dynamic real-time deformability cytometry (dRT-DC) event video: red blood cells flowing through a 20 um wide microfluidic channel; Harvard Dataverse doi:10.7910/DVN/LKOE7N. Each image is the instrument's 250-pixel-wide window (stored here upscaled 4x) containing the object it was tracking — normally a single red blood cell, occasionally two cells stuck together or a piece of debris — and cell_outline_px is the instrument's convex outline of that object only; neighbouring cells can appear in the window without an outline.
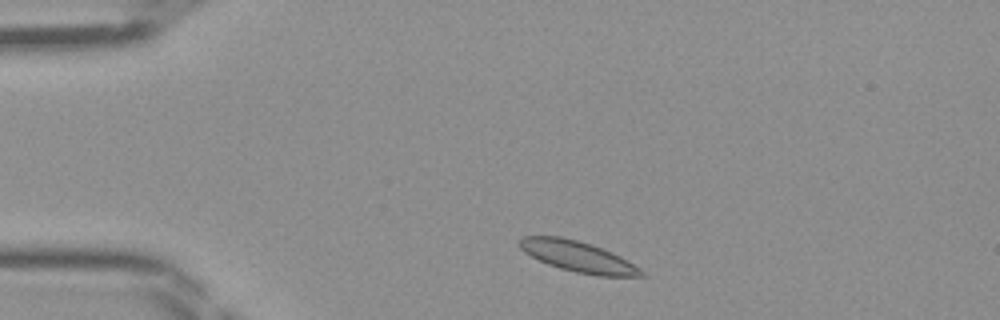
{"species": "Egyptian fruit bat (a non-hibernating species)", "species_latin": "Rousettus aegyptiacus", "temperature_condition": "room temperature", "stored_images_in_passage": 40, "camera_frame_rate_fps": 3000, "um_per_image_px": 0.085, "frame": {"image": 1, "passage_image": 3, "time_ms": 0.667, "image_size_px": [1000, 320], "cell_outline_px": [[648, 276], [596, 276], [576, 272], [560, 268], [548, 264], [524, 252], [520, 248], [520, 240], [524, 236], [560, 236], [592, 244], [612, 252], [620, 256], [640, 268]], "centroid_in_image_um": [49.16, 21.81], "position_along_channel_um": 35.8, "area_um2": 21.68}}
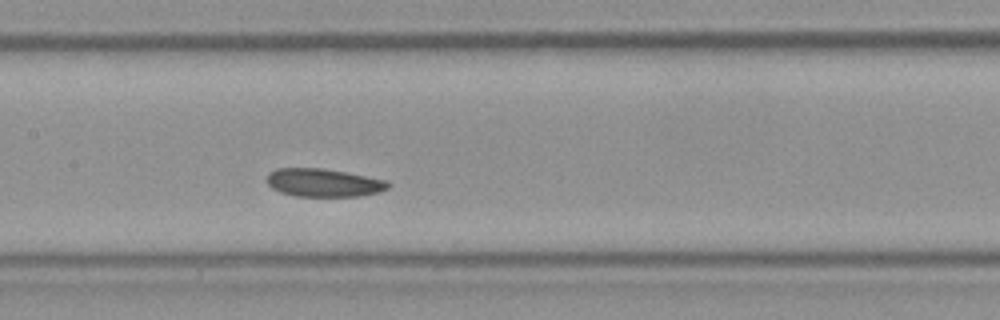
{"frame": {"image": 2, "passage_image": 16, "time_ms": 5.0, "image_size_px": [1000, 320], "cell_outline_px": [[392, 184], [388, 188], [380, 192], [360, 196], [296, 196], [280, 192], [272, 188], [268, 184], [268, 172], [276, 168], [324, 168], [388, 180]], "centroid_in_image_um": [27.53, 15.52], "position_along_channel_um": 179.9, "area_um2": 20.0}}
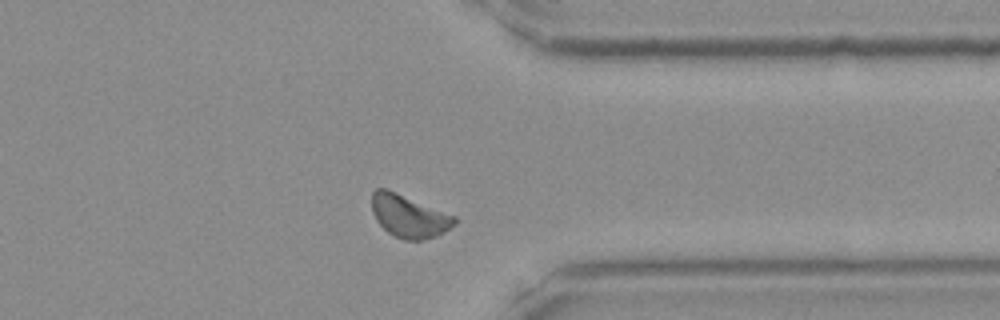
{"frame": {"image": 3, "passage_image": 30, "time_ms": 9.667, "image_size_px": [1000, 320], "cell_outline_px": [[460, 220], [456, 224], [444, 232], [436, 236], [420, 240], [404, 240], [388, 232], [376, 220], [372, 212], [372, 192], [376, 188], [384, 188], [396, 192], [456, 216]], "centroid_in_image_um": [34.78, 18.37], "position_along_channel_um": 376.6, "area_um2": 20.52}}